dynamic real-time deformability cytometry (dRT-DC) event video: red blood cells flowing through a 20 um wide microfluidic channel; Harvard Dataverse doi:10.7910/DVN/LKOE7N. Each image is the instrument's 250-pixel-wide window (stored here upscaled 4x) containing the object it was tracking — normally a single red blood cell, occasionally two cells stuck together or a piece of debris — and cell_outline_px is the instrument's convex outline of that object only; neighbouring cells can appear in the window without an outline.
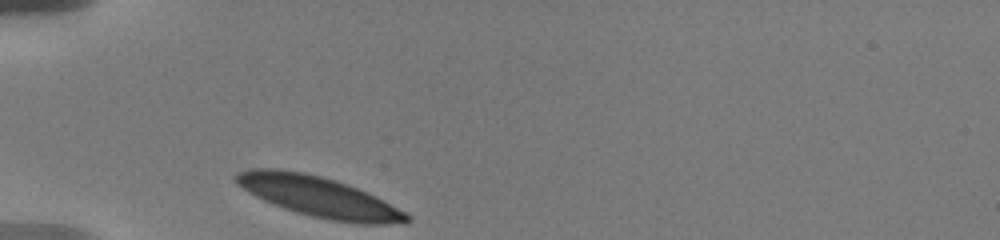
{"species": "human", "species_latin": "Homo sapiens", "temperature_condition": "warm", "stored_images_in_passage": 24, "camera_frame_rate_fps": 3000, "um_per_image_px": 0.085, "donor": {"sex": "male"}, "frame": {"image": 1, "passage_image": 1, "time_ms": 0.0, "image_size_px": [1000, 240], "cell_outline_px": [[412, 220], [404, 224], [360, 224], [328, 220], [296, 212], [284, 208], [264, 200], [248, 192], [236, 184], [236, 172], [252, 168], [276, 168], [304, 172], [320, 176], [356, 188], [376, 196], [412, 216]], "centroid_in_image_um": [27.11, 16.74], "position_along_channel_um": 57.9, "area_um2": 40.0}}
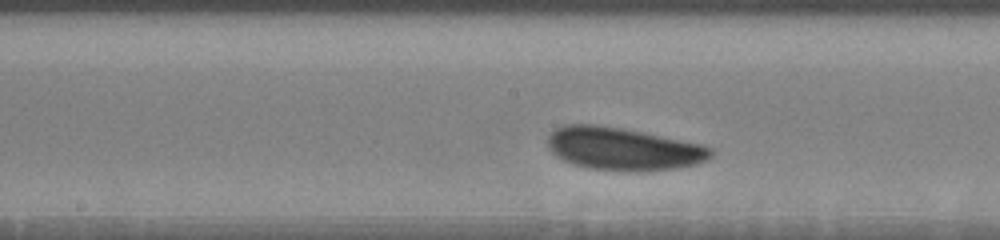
{"frame": {"image": 2, "passage_image": 11, "time_ms": 4.333, "image_size_px": [1000, 240], "cell_outline_px": [[712, 156], [696, 164], [676, 168], [644, 172], [632, 172], [588, 168], [572, 164], [556, 156], [548, 148], [548, 136], [556, 128], [564, 124], [596, 124], [624, 128], [700, 144], [712, 148]], "centroid_in_image_um": [52.94, 12.65], "position_along_channel_um": 195.3, "area_um2": 40.81}}
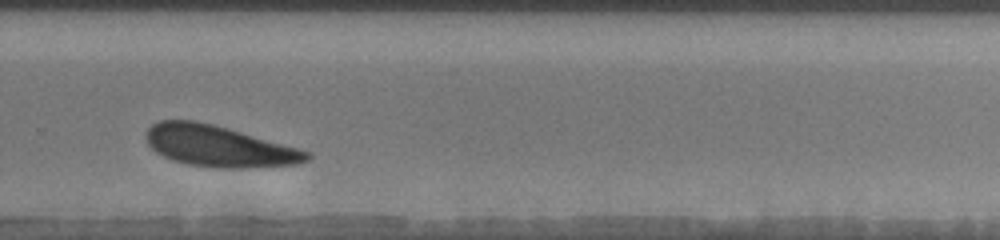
{"frame": {"image": 3, "passage_image": 18, "time_ms": 7.667, "image_size_px": [1000, 240], "cell_outline_px": [[312, 156], [308, 160], [296, 164], [244, 168], [216, 168], [188, 164], [172, 160], [156, 152], [148, 144], [148, 128], [152, 124], [160, 120], [196, 120], [228, 128], [312, 152]], "centroid_in_image_um": [18.62, 12.43], "position_along_channel_um": 311.2, "area_um2": 38.32}, "authors_computed_cell_mechanics": {"area_um2": 39.3907, "velocity_mm_per_s": 3.4852, "shape_relaxation_time_tau1_ms": 1.6058, "shape_relaxation_time_tau2_ms": null, "deformation_change_tau1": 0.0843, "deformation_change_tau2": null}}